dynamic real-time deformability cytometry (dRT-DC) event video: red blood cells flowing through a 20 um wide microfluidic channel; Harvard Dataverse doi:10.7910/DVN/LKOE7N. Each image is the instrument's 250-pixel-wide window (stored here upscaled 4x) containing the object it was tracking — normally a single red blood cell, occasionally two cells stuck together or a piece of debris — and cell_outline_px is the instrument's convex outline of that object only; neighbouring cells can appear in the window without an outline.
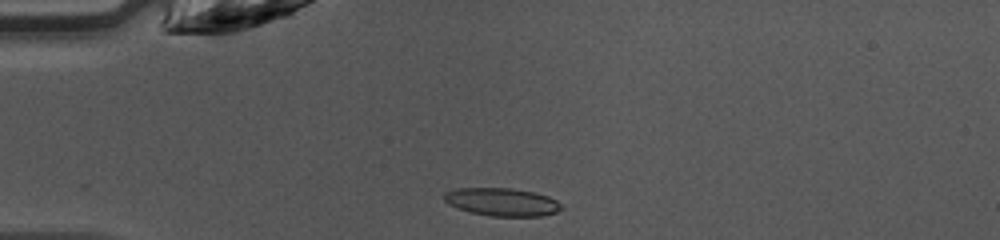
{"species": "common noctule bat (a hibernating species)", "species_latin": "Nyctalus noctula", "temperature_condition": "warm", "stored_images_in_passage": 36, "camera_frame_rate_fps": 3000, "um_per_image_px": 0.085, "animal": {"sex": "female", "body_mass_g": 10.0, "forearm_length_mm": 53.1}, "frame": {"image": 1, "passage_image": 1, "time_ms": 0.0, "image_size_px": [1000, 240], "cell_outline_px": [[564, 208], [556, 212], [544, 216], [488, 216], [456, 208], [448, 204], [444, 200], [444, 192], [456, 188], [512, 188], [532, 192], [548, 196], [556, 200]], "centroid_in_image_um": [42.66, 17.17], "position_along_channel_um": 42.3, "area_um2": 19.19}}
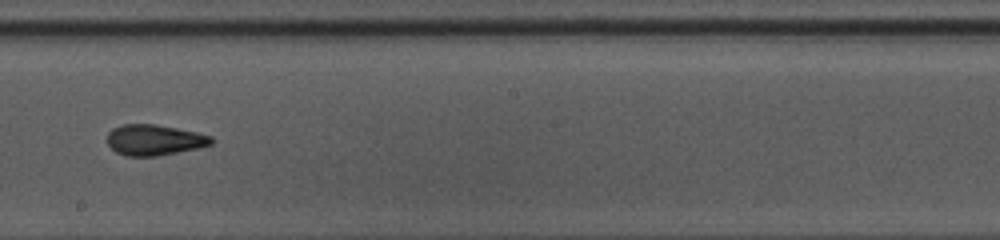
{"frame": {"image": 2, "passage_image": 16, "time_ms": 5.0, "image_size_px": [1000, 240], "cell_outline_px": [[216, 140], [212, 144], [200, 148], [156, 156], [124, 156], [116, 152], [108, 144], [108, 132], [112, 128], [120, 124], [156, 124], [196, 132], [212, 136]], "centroid_in_image_um": [13.14, 11.89], "position_along_channel_um": 235.1, "area_um2": 18.84}}
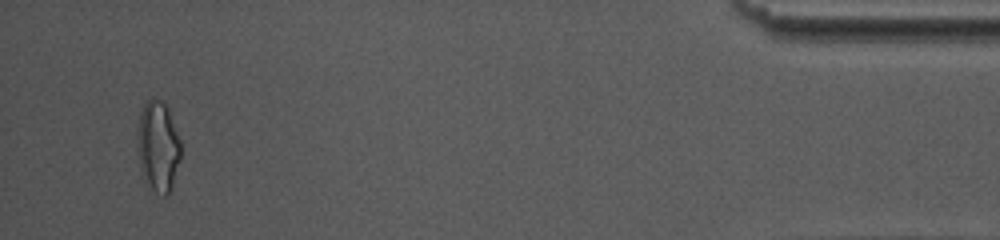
{"frame": {"image": 3, "passage_image": 34, "time_ms": 11.0, "image_size_px": [1000, 240], "cell_outline_px": [[180, 160], [172, 188], [168, 196], [164, 196], [156, 192], [144, 180], [140, 168], [136, 140], [136, 136], [140, 112], [144, 104], [152, 96], [160, 100], [168, 108], [180, 140]], "centroid_in_image_um": [13.42, 12.44], "position_along_channel_um": 421.8, "area_um2": 23.18}, "authors_computed_cell_mechanics": {"area_um2": 19.1318, "velocity_mm_per_s": 4.2995, "shape_relaxation_time_tau1_ms": 9.3895, "shape_relaxation_time_tau2_ms": 1.7291, "deformation_change_tau1": 0.2152, "deformation_change_tau2": 0.0941}}